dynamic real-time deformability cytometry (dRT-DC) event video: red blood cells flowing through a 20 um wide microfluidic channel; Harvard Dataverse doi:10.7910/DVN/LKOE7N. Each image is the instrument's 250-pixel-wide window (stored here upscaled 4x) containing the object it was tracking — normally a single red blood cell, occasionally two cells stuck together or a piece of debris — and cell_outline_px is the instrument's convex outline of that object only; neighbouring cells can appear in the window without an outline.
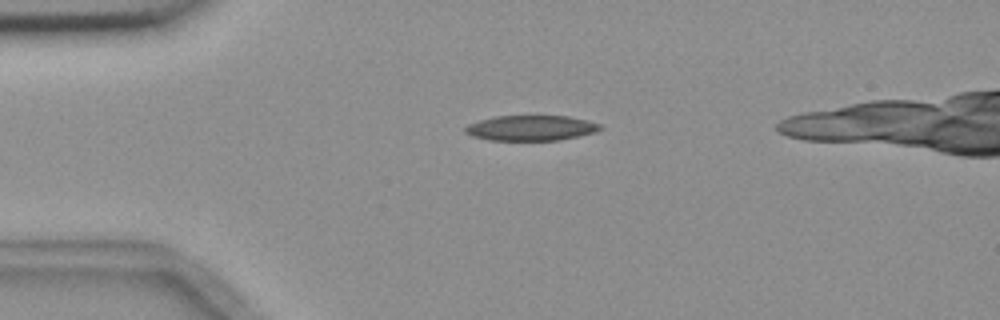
{"species": "common noctule bat (a hibernating species)", "species_latin": "Nyctalus noctula", "temperature_condition": "room temperature", "stored_images_in_passage": 10, "camera_frame_rate_fps": 3000, "um_per_image_px": 0.085, "animal": {"sex": "female", "body_mass_g": 18.4}, "frame": {"image": 1, "passage_image": 1, "time_ms": 0.0, "image_size_px": [1000, 320], "cell_outline_px": [[604, 128], [596, 132], [580, 136], [560, 140], [488, 140], [472, 136], [464, 132], [464, 128], [468, 124], [480, 120], [496, 116], [568, 116], [588, 120], [600, 124]], "centroid_in_image_um": [45.16, 10.88], "position_along_channel_um": 39.8, "area_um2": 20.0}}
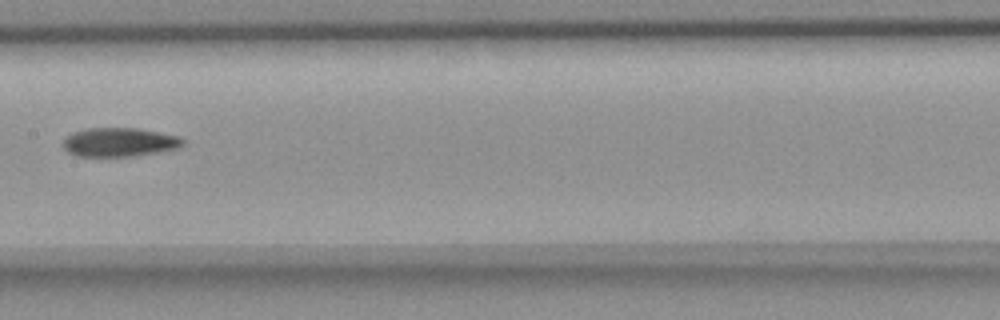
{"frame": {"image": 2, "passage_image": 5, "time_ms": 5.0, "image_size_px": [1000, 320], "cell_outline_px": [[184, 144], [180, 148], [160, 152], [132, 156], [76, 156], [68, 152], [64, 148], [64, 140], [68, 136], [76, 132], [88, 128], [136, 128], [176, 136], [184, 140]], "centroid_in_image_um": [10.17, 12.1], "position_along_channel_um": 197.2, "area_um2": 19.88}}
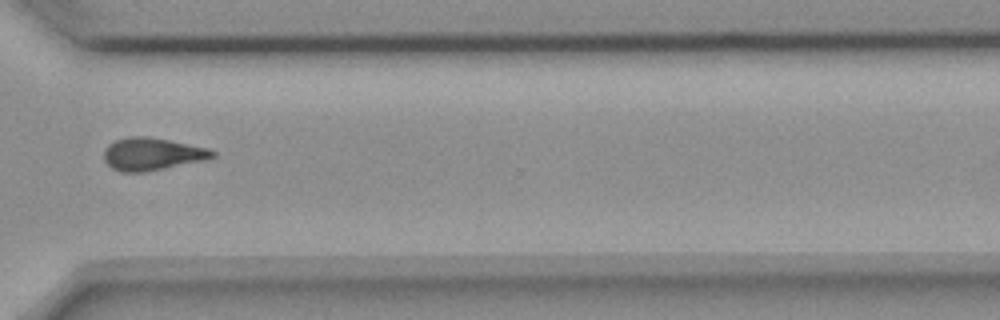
{"frame": {"image": 3, "passage_image": 9, "time_ms": 9.333, "image_size_px": [1000, 320], "cell_outline_px": [[216, 156], [204, 160], [144, 172], [120, 172], [112, 168], [104, 160], [104, 148], [108, 144], [116, 140], [132, 136], [144, 136], [168, 140], [208, 148], [216, 152]], "centroid_in_image_um": [12.9, 13.09], "position_along_channel_um": 357.7, "area_um2": 20.4}}